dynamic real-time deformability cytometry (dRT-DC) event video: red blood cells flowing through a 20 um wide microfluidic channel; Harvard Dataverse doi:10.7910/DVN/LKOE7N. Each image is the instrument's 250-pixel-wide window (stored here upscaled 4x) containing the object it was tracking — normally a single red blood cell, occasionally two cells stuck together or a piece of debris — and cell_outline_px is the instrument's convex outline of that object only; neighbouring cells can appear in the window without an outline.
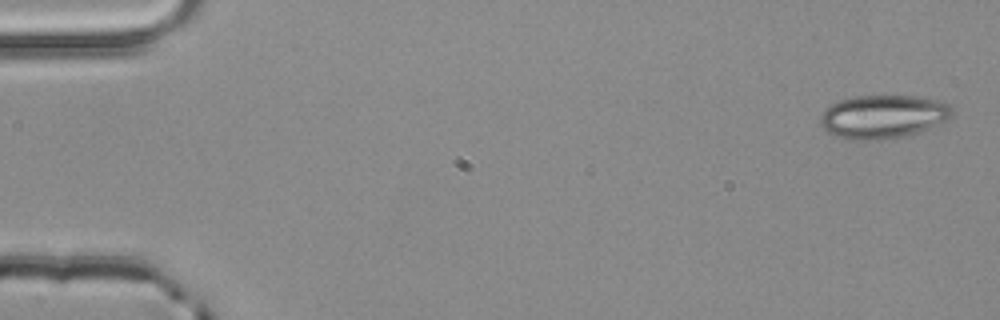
{"species": "common noctule bat (a hibernating species)", "species_latin": "Nyctalus noctula", "temperature_condition": "room temperature", "stored_images_in_passage": 4, "camera_frame_rate_fps": 3000, "um_per_image_px": 0.085, "animal": {"sex": "male", "body_mass_g": 20.4}, "frame": {"image": 1, "passage_image": 1, "time_ms": 0.0, "image_size_px": [1000, 320], "cell_outline_px": [[956, 112], [948, 120], [928, 128], [904, 136], [876, 140], [848, 140], [836, 136], [828, 132], [820, 124], [820, 116], [824, 108], [840, 100], [856, 96], [912, 96], [944, 100]], "centroid_in_image_um": [75.07, 9.91], "position_along_channel_um": 9.9, "area_um2": 33.58}}